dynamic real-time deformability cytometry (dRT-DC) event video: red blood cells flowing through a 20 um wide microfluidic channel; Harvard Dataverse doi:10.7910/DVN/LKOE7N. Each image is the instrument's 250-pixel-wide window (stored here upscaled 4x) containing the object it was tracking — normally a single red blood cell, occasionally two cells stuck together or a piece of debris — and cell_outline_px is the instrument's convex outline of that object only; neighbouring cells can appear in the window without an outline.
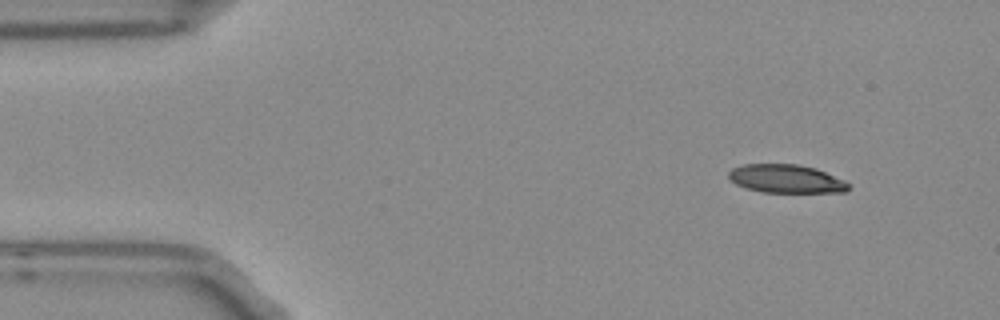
{"species": "Egyptian fruit bat (a non-hibernating species)", "species_latin": "Rousettus aegyptiacus", "temperature_condition": "room temperature", "stored_images_in_passage": 7, "camera_frame_rate_fps": 3000, "um_per_image_px": 0.085, "frame": {"image": 1, "passage_image": 1, "time_ms": 0.0, "image_size_px": [1000, 320], "cell_outline_px": [[848, 192], [760, 192], [736, 184], [728, 180], [728, 172], [732, 168], [744, 164], [796, 164], [816, 168], [844, 180], [848, 184]], "centroid_in_image_um": [66.79, 15.19], "position_along_channel_um": 18.2, "area_um2": 19.83}}
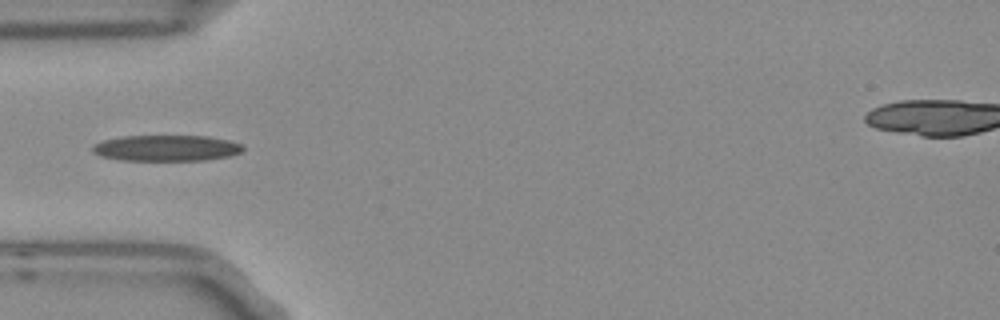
{"frame": {"image": 2, "passage_image": 4, "time_ms": 1.0, "image_size_px": [1000, 320], "cell_outline_px": [[244, 148], [240, 152], [228, 156], [204, 160], [116, 160], [100, 156], [92, 152], [92, 144], [104, 140], [124, 136], [208, 136], [232, 140], [244, 144]], "centroid_in_image_um": [14.14, 12.58], "position_along_channel_um": 70.9, "area_um2": 22.95}}
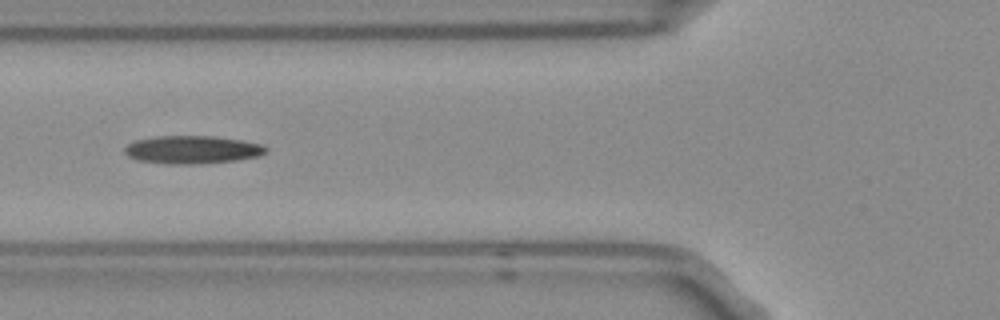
{"frame": {"image": 3, "passage_image": 5, "time_ms": 1.333, "image_size_px": [1000, 320], "cell_outline_px": [[268, 152], [260, 156], [236, 160], [196, 164], [168, 164], [136, 160], [128, 156], [124, 152], [124, 148], [128, 144], [136, 140], [156, 136], [212, 136], [240, 140], [260, 144], [268, 148]], "centroid_in_image_um": [16.34, 12.73], "position_along_channel_um": 109.5, "area_um2": 23.06}}